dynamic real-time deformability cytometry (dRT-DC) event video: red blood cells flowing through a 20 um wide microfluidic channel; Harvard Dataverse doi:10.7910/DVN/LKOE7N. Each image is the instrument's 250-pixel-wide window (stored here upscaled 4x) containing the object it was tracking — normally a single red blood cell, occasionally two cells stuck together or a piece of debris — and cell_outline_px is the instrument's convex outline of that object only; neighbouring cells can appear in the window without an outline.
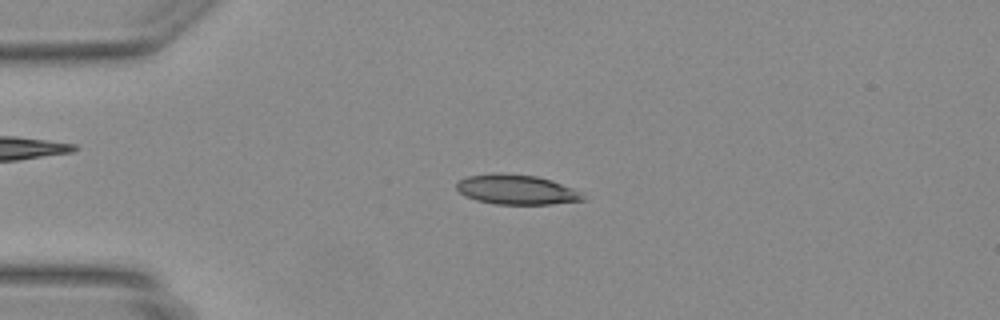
{"species": "Egyptian fruit bat (a non-hibernating species)", "species_latin": "Rousettus aegyptiacus", "temperature_condition": "warm", "stored_images_in_passage": 44, "camera_frame_rate_fps": 3000, "um_per_image_px": 0.085, "animal": {"sex": "female"}, "frame": {"image": 1, "passage_image": 8, "time_ms": 2.333, "image_size_px": [1000, 320], "cell_outline_px": [[588, 200], [552, 204], [496, 204], [476, 200], [464, 196], [456, 188], [456, 184], [460, 180], [468, 176], [536, 176], [552, 180], [580, 192]], "centroid_in_image_um": [43.96, 16.18], "position_along_channel_um": 41.0, "area_um2": 20.98}}
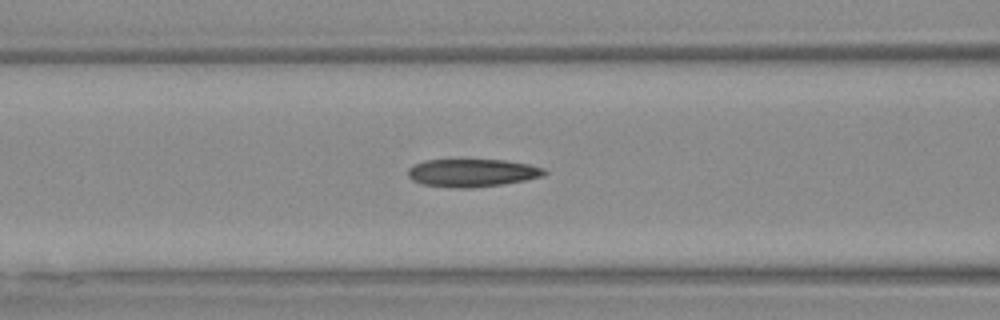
{"frame": {"image": 2, "passage_image": 16, "time_ms": 5.0, "image_size_px": [1000, 320], "cell_outline_px": [[548, 172], [544, 176], [504, 184], [468, 188], [456, 188], [420, 184], [412, 180], [408, 176], [408, 168], [412, 164], [424, 160], [504, 160], [528, 164], [544, 168]], "centroid_in_image_um": [40.11, 14.69], "position_along_channel_um": 126.5, "area_um2": 22.25}}
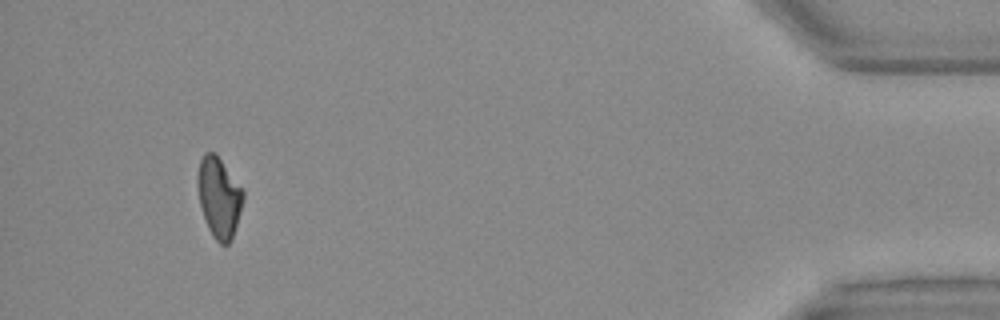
{"frame": {"image": 3, "passage_image": 41, "time_ms": 13.333, "image_size_px": [1000, 320], "cell_outline_px": [[244, 200], [232, 240], [228, 244], [220, 244], [212, 236], [208, 228], [200, 204], [196, 184], [196, 176], [200, 160], [204, 152], [212, 152], [220, 160], [244, 192]], "centroid_in_image_um": [18.6, 16.81], "position_along_channel_um": 416.6, "area_um2": 21.15}}